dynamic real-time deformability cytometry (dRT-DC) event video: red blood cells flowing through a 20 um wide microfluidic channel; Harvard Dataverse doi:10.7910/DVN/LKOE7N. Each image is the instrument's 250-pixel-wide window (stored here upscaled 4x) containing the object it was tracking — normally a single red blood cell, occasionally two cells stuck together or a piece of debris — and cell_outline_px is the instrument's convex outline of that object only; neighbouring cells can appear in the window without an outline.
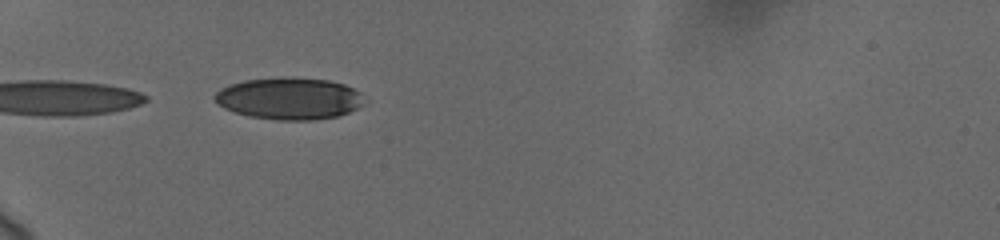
{"species": "human", "species_latin": "Homo sapiens", "temperature_condition": "cold", "stored_images_in_passage": 5, "camera_frame_rate_fps": 3000, "um_per_image_px": 0.085, "donor": {"sex": "female"}, "frame": {"image": 1, "passage_image": 1, "time_ms": 0.0, "image_size_px": [1000, 240], "cell_outline_px": [[368, 100], [364, 104], [348, 112], [336, 116], [312, 120], [280, 120], [248, 116], [224, 108], [212, 100], [212, 96], [220, 88], [228, 84], [244, 80], [280, 76], [288, 76], [328, 80], [344, 84], [360, 92]], "centroid_in_image_um": [24.56, 8.35], "position_along_channel_um": 60.4, "area_um2": 37.05}}